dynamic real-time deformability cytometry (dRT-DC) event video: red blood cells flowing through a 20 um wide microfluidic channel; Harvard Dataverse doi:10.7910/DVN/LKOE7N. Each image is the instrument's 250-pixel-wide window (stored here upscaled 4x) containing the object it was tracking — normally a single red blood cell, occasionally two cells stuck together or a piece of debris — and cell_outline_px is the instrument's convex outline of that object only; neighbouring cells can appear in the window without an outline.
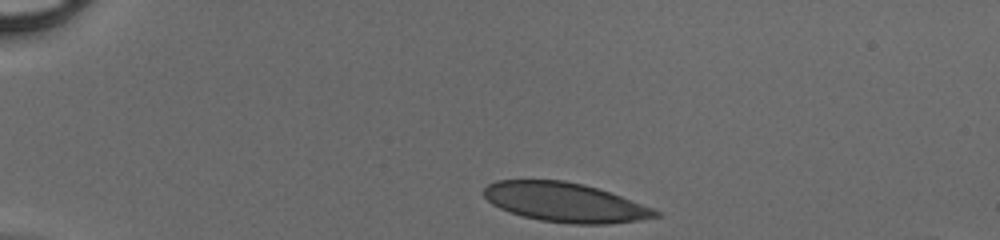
{"species": "human", "species_latin": "Homo sapiens", "temperature_condition": "cold", "stored_images_in_passage": 32, "camera_frame_rate_fps": 3000, "um_per_image_px": 0.085, "donor": {"sex": "male"}, "frame": {"image": 1, "passage_image": 1, "time_ms": 0.0, "image_size_px": [1000, 240], "cell_outline_px": [[660, 216], [640, 220], [604, 224], [576, 224], [540, 220], [524, 216], [500, 208], [492, 204], [484, 196], [484, 188], [488, 184], [496, 180], [564, 180], [584, 184], [620, 196], [652, 208], [660, 212]], "centroid_in_image_um": [48.01, 17.19], "position_along_channel_um": 37.0, "area_um2": 38.84}}
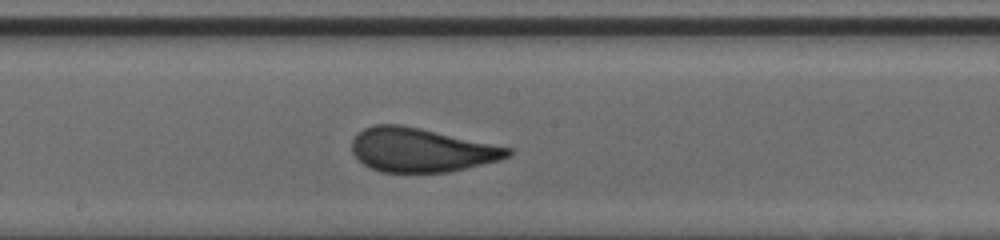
{"frame": {"image": 2, "passage_image": 18, "time_ms": 5.667, "image_size_px": [1000, 240], "cell_outline_px": [[512, 152], [508, 156], [500, 160], [448, 172], [380, 172], [364, 164], [352, 152], [352, 140], [356, 132], [372, 124], [400, 124], [420, 128], [512, 148]], "centroid_in_image_um": [35.77, 12.74], "position_along_channel_um": 212.4, "area_um2": 39.82}}
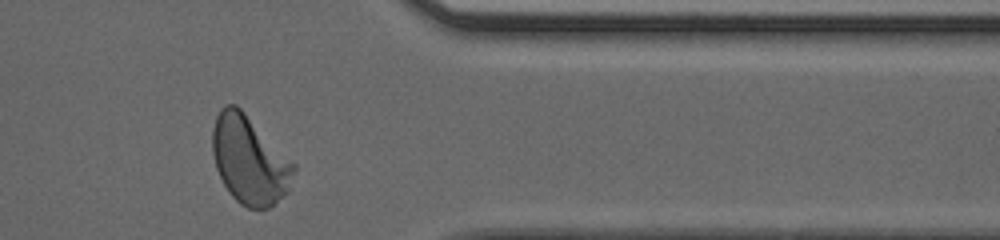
{"frame": {"image": 3, "passage_image": 31, "time_ms": 10.0, "image_size_px": [1000, 240], "cell_outline_px": [[296, 168], [288, 192], [268, 208], [248, 208], [240, 204], [232, 196], [224, 184], [216, 168], [212, 152], [212, 128], [216, 116], [220, 108], [224, 104], [236, 104], [296, 164]], "centroid_in_image_um": [21.2, 13.59], "position_along_channel_um": 390.2, "area_um2": 41.67}}